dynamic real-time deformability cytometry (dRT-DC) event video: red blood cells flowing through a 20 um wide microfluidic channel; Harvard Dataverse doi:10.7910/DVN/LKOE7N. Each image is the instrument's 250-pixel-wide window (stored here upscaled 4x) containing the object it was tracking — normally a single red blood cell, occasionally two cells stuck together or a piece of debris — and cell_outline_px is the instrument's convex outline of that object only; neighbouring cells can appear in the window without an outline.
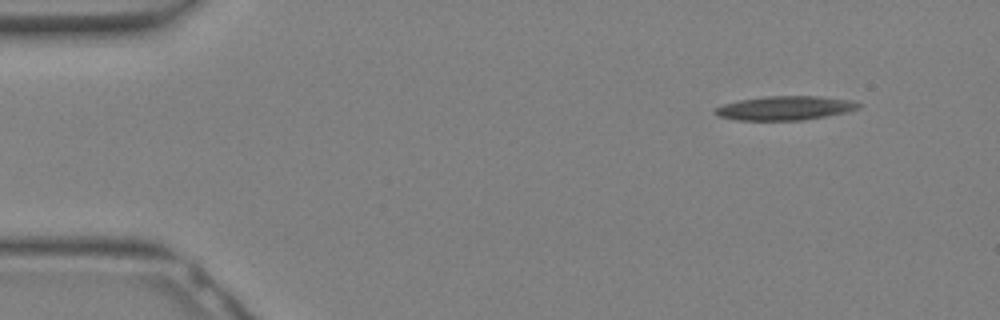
{"species": "Egyptian fruit bat (a non-hibernating species)", "species_latin": "Rousettus aegyptiacus", "temperature_condition": "warm", "stored_images_in_passage": 13, "camera_frame_rate_fps": 3000, "um_per_image_px": 0.085, "animal": {"sex": "female"}, "frame": {"image": 1, "passage_image": 1, "time_ms": 0.0, "image_size_px": [1000, 320], "cell_outline_px": [[860, 108], [848, 112], [804, 120], [736, 120], [720, 116], [712, 112], [716, 108], [724, 104], [740, 100], [764, 96], [820, 96], [848, 100], [860, 104]], "centroid_in_image_um": [66.73, 9.19], "position_along_channel_um": 18.3, "area_um2": 20.0}}
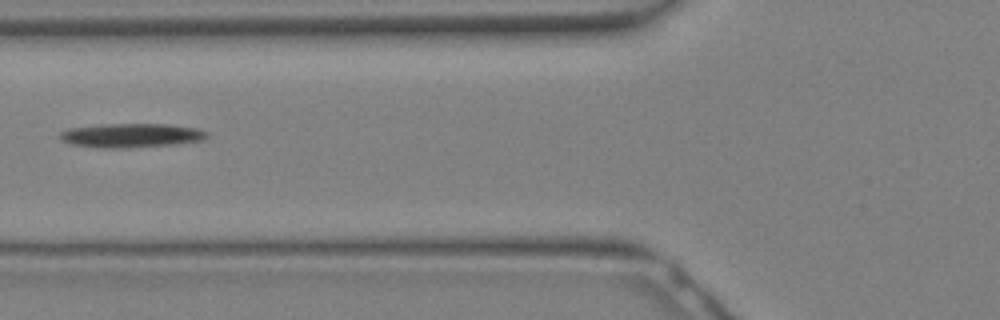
{"frame": {"image": 2, "passage_image": 10, "time_ms": 3.0, "image_size_px": [1000, 320], "cell_outline_px": [[208, 136], [204, 140], [176, 144], [124, 148], [104, 148], [72, 144], [64, 140], [60, 136], [60, 132], [68, 128], [104, 124], [168, 124], [196, 128], [208, 132]], "centroid_in_image_um": [11.2, 11.51], "position_along_channel_um": 114.6, "area_um2": 20.52}}
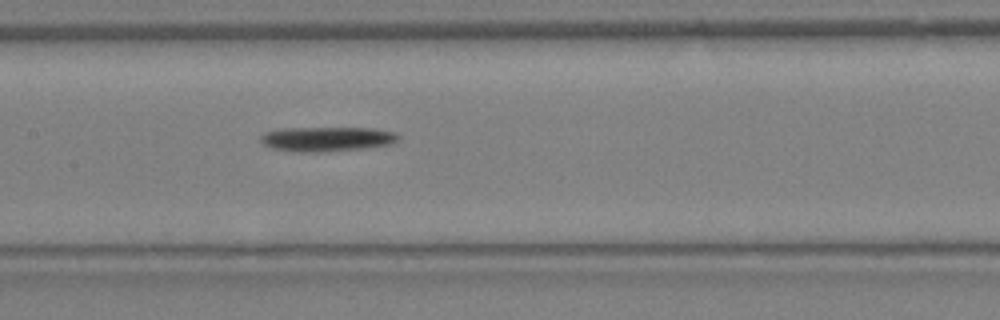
{"frame": {"image": 3, "passage_image": 13, "time_ms": 4.0, "image_size_px": [1000, 320], "cell_outline_px": [[400, 140], [388, 144], [360, 148], [276, 148], [264, 144], [260, 140], [260, 136], [264, 132], [280, 128], [372, 128], [396, 132], [400, 136]], "centroid_in_image_um": [27.88, 11.72], "position_along_channel_um": 179.5, "area_um2": 18.03}}